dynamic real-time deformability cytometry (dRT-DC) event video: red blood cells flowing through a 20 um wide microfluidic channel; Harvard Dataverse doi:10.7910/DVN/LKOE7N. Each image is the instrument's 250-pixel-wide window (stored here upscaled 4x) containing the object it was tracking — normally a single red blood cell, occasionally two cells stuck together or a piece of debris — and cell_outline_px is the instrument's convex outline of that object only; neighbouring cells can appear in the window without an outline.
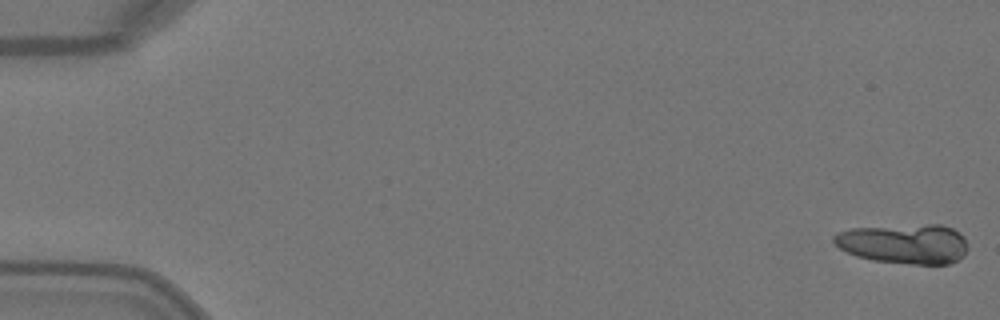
{"species": "Egyptian fruit bat (a non-hibernating species)", "species_latin": "Rousettus aegyptiacus", "temperature_condition": "warm", "stored_images_in_passage": 15, "camera_frame_rate_fps": 3000, "um_per_image_px": 0.085, "animal": {"sex": "female"}, "frame": {"image": 1, "passage_image": 1, "time_ms": 0.0, "image_size_px": [1000, 320], "cell_outline_px": [[968, 248], [964, 256], [948, 264], [912, 264], [872, 260], [856, 256], [840, 248], [832, 240], [832, 236], [836, 232], [852, 228], [928, 224], [940, 224], [952, 228], [960, 232], [964, 236]], "centroid_in_image_um": [76.87, 20.71], "position_along_channel_um": 8.1, "area_um2": 31.27}}